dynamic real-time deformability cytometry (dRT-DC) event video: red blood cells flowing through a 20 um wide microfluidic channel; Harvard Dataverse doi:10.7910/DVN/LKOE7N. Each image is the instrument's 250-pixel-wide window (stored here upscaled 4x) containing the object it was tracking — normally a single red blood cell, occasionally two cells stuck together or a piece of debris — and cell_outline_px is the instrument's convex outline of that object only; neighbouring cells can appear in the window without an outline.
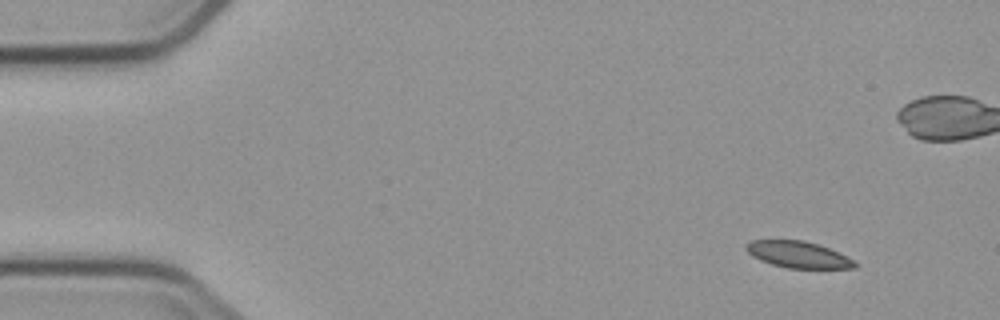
{"species": "common noctule bat (a hibernating species)", "species_latin": "Nyctalus noctula", "temperature_condition": "cold", "stored_images_in_passage": 5, "camera_frame_rate_fps": 3000, "um_per_image_px": 0.085, "animal": {"sex": "male", "body_mass_g": 23.1, "forearm_length_mm": 52.7}, "frame": {"image": 1, "passage_image": 1, "time_ms": 0.0, "image_size_px": [1000, 320], "cell_outline_px": [[856, 268], [788, 268], [772, 264], [760, 260], [752, 256], [744, 248], [744, 244], [752, 240], [804, 240], [828, 248], [852, 260], [856, 264]], "centroid_in_image_um": [67.76, 21.63], "position_along_channel_um": 17.2, "area_um2": 16.53}}